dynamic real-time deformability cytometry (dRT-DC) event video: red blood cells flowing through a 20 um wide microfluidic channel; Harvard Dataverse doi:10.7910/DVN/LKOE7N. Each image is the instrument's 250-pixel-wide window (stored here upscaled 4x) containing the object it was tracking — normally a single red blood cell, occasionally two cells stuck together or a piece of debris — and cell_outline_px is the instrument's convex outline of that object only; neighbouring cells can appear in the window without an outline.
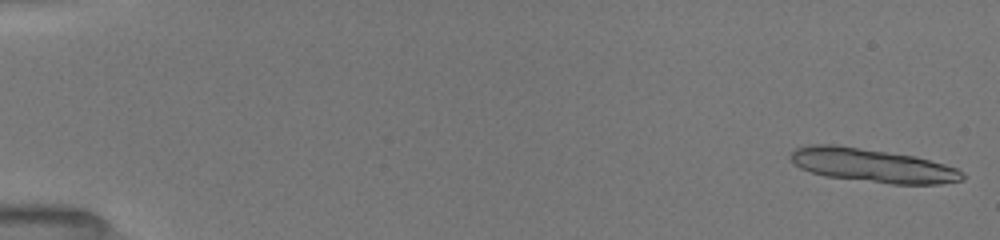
{"species": "common noctule bat (a hibernating species)", "species_latin": "Nyctalus noctula", "temperature_condition": "room temperature", "stored_images_in_passage": 15, "camera_frame_rate_fps": 3000, "um_per_image_px": 0.085, "animal": {"sex": "female", "body_mass_g": 19.5, "forearm_length_mm": 54.1}, "frame": {"image": 1, "passage_image": 1, "time_ms": 0.0, "image_size_px": [1000, 240], "cell_outline_px": [[964, 180], [940, 184], [892, 184], [824, 176], [800, 168], [792, 160], [792, 152], [796, 148], [808, 144], [836, 144], [916, 156], [944, 164], [956, 168], [964, 172]], "centroid_in_image_um": [74.19, 14.06], "position_along_channel_um": 10.8, "area_um2": 33.7}}